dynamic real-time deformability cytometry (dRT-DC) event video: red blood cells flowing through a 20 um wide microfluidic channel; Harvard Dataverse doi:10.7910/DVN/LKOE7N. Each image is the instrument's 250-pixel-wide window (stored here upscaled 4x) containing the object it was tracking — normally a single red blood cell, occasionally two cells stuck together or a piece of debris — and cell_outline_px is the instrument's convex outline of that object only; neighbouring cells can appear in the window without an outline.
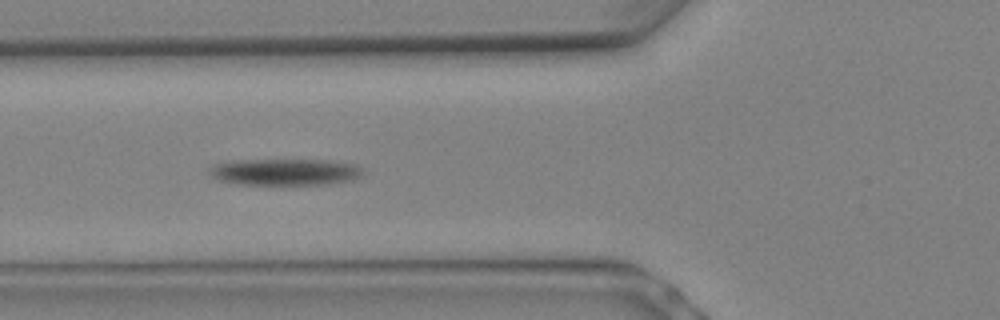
{"species": "Egyptian fruit bat (a non-hibernating species)", "species_latin": "Rousettus aegyptiacus", "temperature_condition": "warm", "stored_images_in_passage": 9, "camera_frame_rate_fps": 3000, "um_per_image_px": 0.085, "animal": {"sex": "female"}, "frame": {"image": 1, "passage_image": 8, "time_ms": 2.333, "image_size_px": [1000, 320], "cell_outline_px": [[364, 172], [360, 176], [348, 180], [328, 184], [236, 184], [220, 180], [212, 176], [208, 172], [208, 168], [212, 164], [236, 160], [328, 160], [356, 164], [364, 168]], "centroid_in_image_um": [24.21, 14.6], "position_along_channel_um": 101.6, "area_um2": 23.81}}